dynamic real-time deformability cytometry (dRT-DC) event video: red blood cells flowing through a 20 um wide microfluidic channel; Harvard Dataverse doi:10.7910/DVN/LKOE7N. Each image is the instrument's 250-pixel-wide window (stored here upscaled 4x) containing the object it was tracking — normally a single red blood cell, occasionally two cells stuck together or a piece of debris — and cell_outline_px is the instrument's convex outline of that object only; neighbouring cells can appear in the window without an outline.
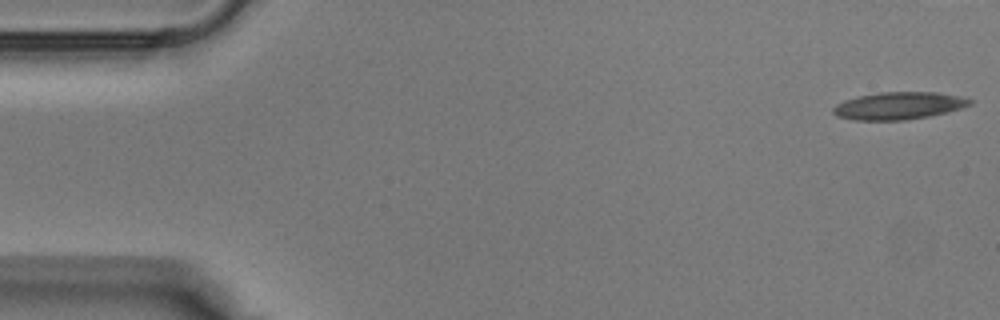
{"species": "Egyptian fruit bat (a non-hibernating species)", "species_latin": "Rousettus aegyptiacus", "temperature_condition": "warm", "stored_images_in_passage": 32, "camera_frame_rate_fps": 3000, "um_per_image_px": 0.085, "animal": {"sex": "male"}, "frame": {"image": 1, "passage_image": 1, "time_ms": 0.0, "image_size_px": [1000, 320], "cell_outline_px": [[972, 104], [948, 112], [928, 116], [904, 120], [856, 120], [836, 116], [832, 112], [832, 108], [836, 104], [844, 100], [856, 96], [880, 92], [936, 92], [956, 96], [972, 100]], "centroid_in_image_um": [76.33, 8.99], "position_along_channel_um": 8.7, "area_um2": 21.73}}
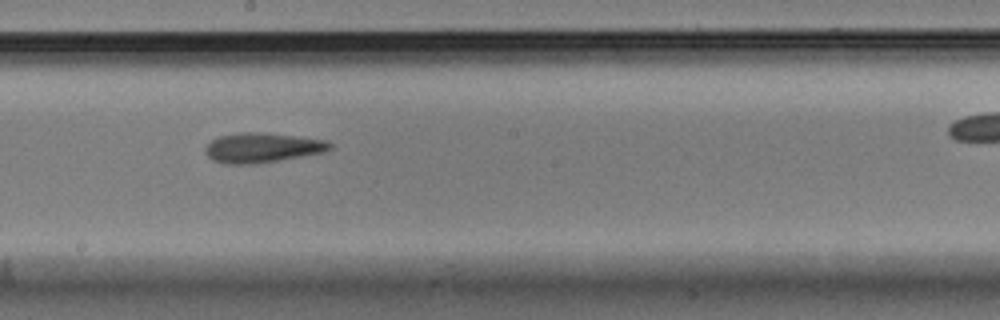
{"frame": {"image": 2, "passage_image": 21, "time_ms": 6.667, "image_size_px": [1000, 320], "cell_outline_px": [[332, 148], [324, 152], [256, 164], [224, 164], [212, 160], [204, 152], [204, 148], [212, 140], [220, 136], [240, 132], [256, 132], [328, 140], [332, 144]], "centroid_in_image_um": [22.26, 12.56], "position_along_channel_um": 225.9, "area_um2": 21.5}}
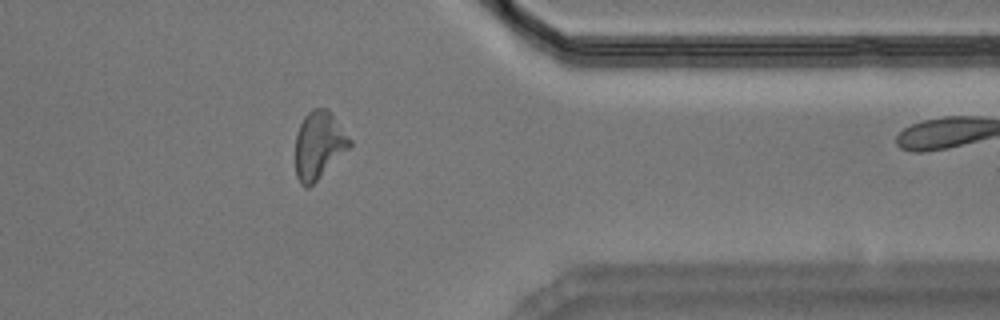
{"frame": {"image": 3, "passage_image": 31, "time_ms": 10.0, "image_size_px": [1000, 320], "cell_outline_px": [[352, 144], [308, 188], [304, 188], [300, 184], [296, 176], [296, 136], [300, 124], [304, 116], [312, 108], [328, 108], [352, 140]], "centroid_in_image_um": [27.08, 12.31], "position_along_channel_um": 384.3, "area_um2": 21.1}}